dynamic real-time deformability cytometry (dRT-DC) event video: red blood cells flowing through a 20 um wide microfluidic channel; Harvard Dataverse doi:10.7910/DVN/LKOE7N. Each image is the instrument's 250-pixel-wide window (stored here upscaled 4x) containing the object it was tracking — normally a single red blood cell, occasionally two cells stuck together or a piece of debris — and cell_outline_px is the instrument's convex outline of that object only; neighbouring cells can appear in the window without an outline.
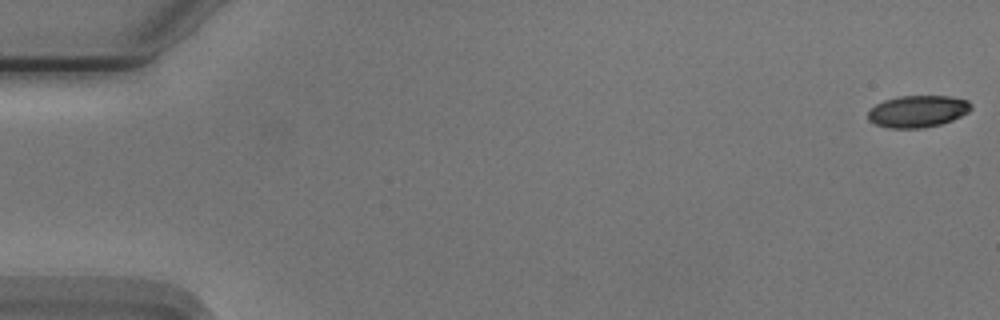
{"species": "Egyptian fruit bat (a non-hibernating species)", "species_latin": "Rousettus aegyptiacus", "temperature_condition": "cold", "stored_images_in_passage": 55, "camera_frame_rate_fps": 3000, "um_per_image_px": 0.085, "animal": {"sex": "male"}, "frame": {"image": 1, "passage_image": 1, "time_ms": 0.0, "image_size_px": [1000, 320], "cell_outline_px": [[972, 108], [968, 112], [952, 120], [940, 124], [920, 128], [888, 128], [876, 124], [868, 120], [868, 112], [876, 104], [884, 100], [896, 96], [952, 96], [968, 100], [972, 104]], "centroid_in_image_um": [78.01, 9.45], "position_along_channel_um": 7.0, "area_um2": 19.19}}
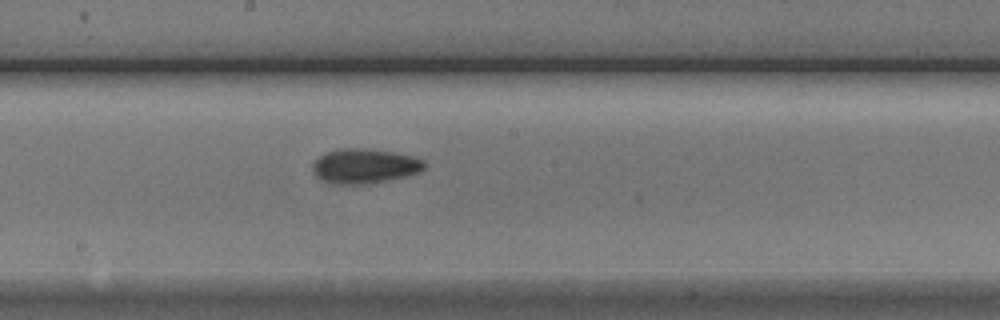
{"frame": {"image": 2, "passage_image": 30, "time_ms": 9.667, "image_size_px": [1000, 320], "cell_outline_px": [[424, 168], [420, 172], [408, 176], [368, 184], [328, 184], [320, 180], [312, 172], [312, 164], [316, 156], [340, 148], [368, 148], [416, 156], [424, 160]], "centroid_in_image_um": [30.95, 14.12], "position_along_channel_um": 217.2, "area_um2": 23.12}}
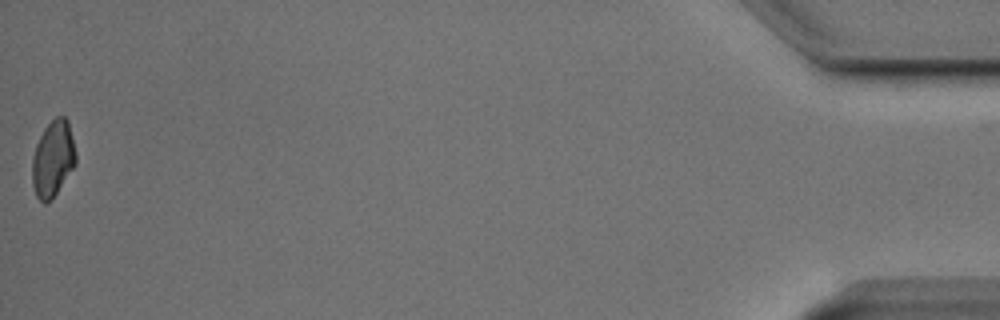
{"frame": {"image": 3, "passage_image": 55, "time_ms": 18.0, "image_size_px": [1000, 320], "cell_outline_px": [[76, 164], [52, 200], [44, 204], [36, 196], [32, 184], [32, 160], [36, 144], [44, 128], [56, 116], [64, 116], [68, 120], [76, 152]], "centroid_in_image_um": [4.5, 13.51], "position_along_channel_um": 430.7, "area_um2": 19.48}, "authors_computed_cell_mechanics": {"area_um2": 20.4034, "velocity_mm_per_s": 3.7521, "shape_relaxation_time_tau1_ms": 3.5417, "shape_relaxation_time_tau2_ms": 7.3777, "deformation_change_tau1": 0.1092, "deformation_change_tau2": 0.1295}}